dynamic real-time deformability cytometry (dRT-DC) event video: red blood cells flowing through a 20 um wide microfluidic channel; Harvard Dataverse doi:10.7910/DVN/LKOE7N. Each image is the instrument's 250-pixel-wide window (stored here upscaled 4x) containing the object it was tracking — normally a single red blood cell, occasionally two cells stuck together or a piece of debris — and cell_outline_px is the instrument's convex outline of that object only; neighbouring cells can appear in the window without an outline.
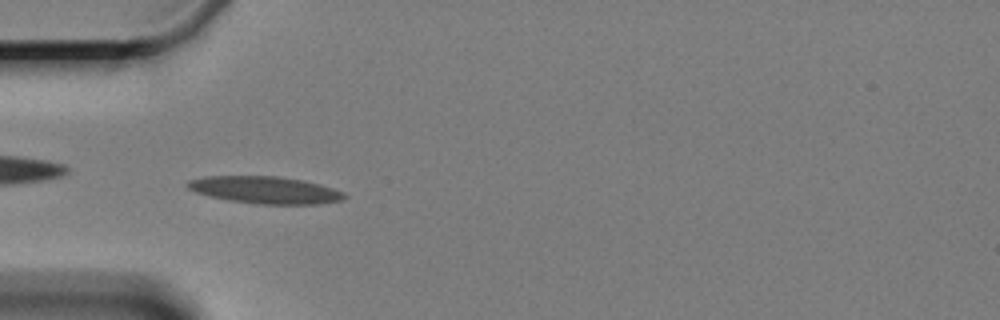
{"species": "Egyptian fruit bat (a non-hibernating species)", "species_latin": "Rousettus aegyptiacus", "temperature_condition": "cold", "stored_images_in_passage": 6, "camera_frame_rate_fps": 3000, "um_per_image_px": 0.085, "animal": {"sex": "female"}, "frame": {"image": 1, "passage_image": 4, "time_ms": 5.0, "image_size_px": [1000, 320], "cell_outline_px": [[348, 196], [340, 200], [316, 204], [256, 204], [228, 200], [208, 196], [196, 192], [188, 188], [184, 184], [188, 180], [204, 176], [276, 176], [300, 180], [320, 184], [344, 192]], "centroid_in_image_um": [22.48, 16.15], "position_along_channel_um": 62.5, "area_um2": 24.8}}
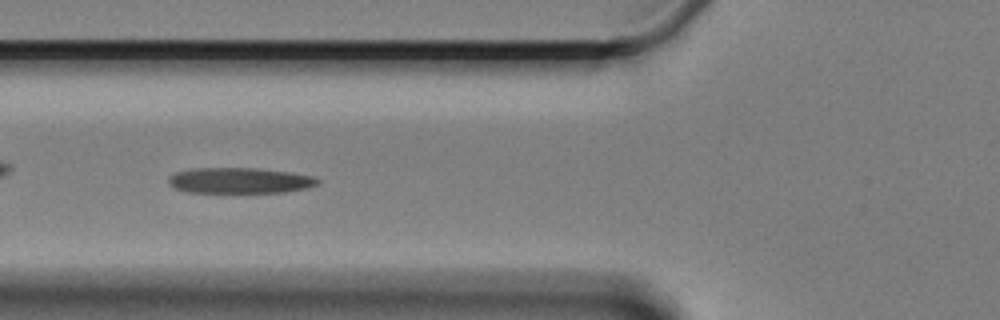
{"frame": {"image": 2, "passage_image": 5, "time_ms": 6.333, "image_size_px": [1000, 320], "cell_outline_px": [[320, 184], [308, 188], [284, 192], [188, 192], [172, 188], [168, 184], [168, 176], [176, 172], [192, 168], [256, 168], [292, 172], [316, 176], [320, 180]], "centroid_in_image_um": [20.39, 15.34], "position_along_channel_um": 105.4, "area_um2": 22.66}}
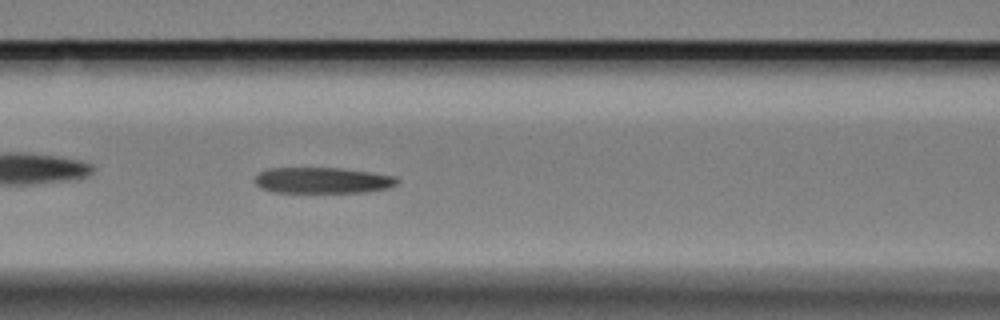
{"frame": {"image": 3, "passage_image": 6, "time_ms": 7.333, "image_size_px": [1000, 320], "cell_outline_px": [[400, 180], [396, 184], [388, 188], [368, 192], [272, 192], [260, 188], [252, 180], [260, 172], [268, 168], [340, 168], [396, 176]], "centroid_in_image_um": [27.39, 15.33], "position_along_channel_um": 139.2, "area_um2": 21.62}}